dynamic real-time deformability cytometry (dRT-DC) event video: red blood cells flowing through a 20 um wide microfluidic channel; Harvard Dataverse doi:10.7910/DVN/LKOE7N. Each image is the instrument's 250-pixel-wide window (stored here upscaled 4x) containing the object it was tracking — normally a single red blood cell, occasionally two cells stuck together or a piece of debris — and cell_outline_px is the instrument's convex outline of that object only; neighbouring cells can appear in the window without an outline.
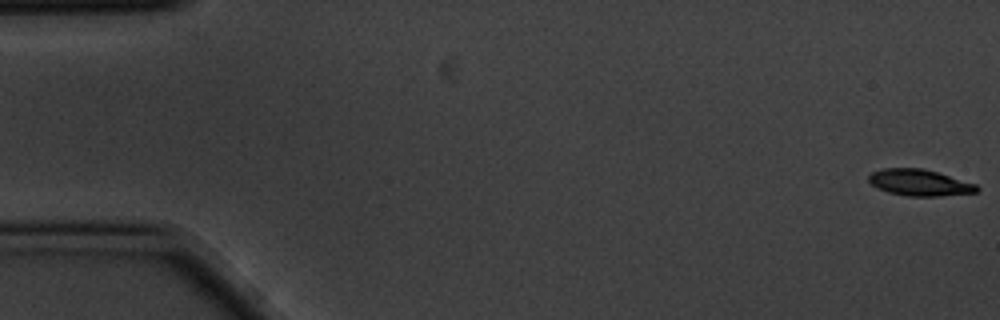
{"species": "common noctule bat (a hibernating species)", "species_latin": "Nyctalus noctula", "temperature_condition": "cold", "stored_images_in_passage": 15, "camera_frame_rate_fps": 3000, "um_per_image_px": 0.085, "animal": {"sex": "male", "body_mass_g": 20.1, "forearm_length_mm": 53.5}, "frame": {"image": 1, "passage_image": 1, "time_ms": 0.0, "image_size_px": [1000, 320], "cell_outline_px": [[980, 188], [976, 192], [940, 196], [908, 196], [888, 192], [876, 188], [868, 180], [868, 176], [872, 172], [880, 168], [924, 168], [976, 184]], "centroid_in_image_um": [78.13, 15.51], "position_along_channel_um": 6.9, "area_um2": 16.65}}
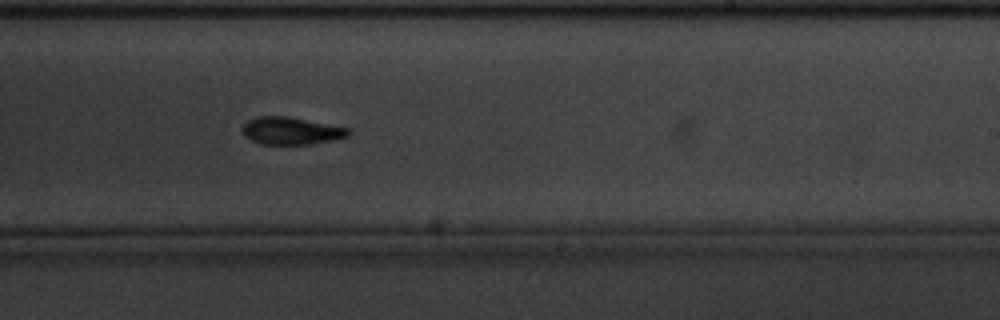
{"frame": {"image": 2, "passage_image": 10, "time_ms": 3.0, "image_size_px": [1000, 320], "cell_outline_px": [[352, 132], [348, 136], [332, 140], [308, 144], [260, 144], [244, 136], [244, 124], [248, 120], [256, 116], [288, 116], [348, 128]], "centroid_in_image_um": [24.74, 11.11], "position_along_channel_um": 264.3, "area_um2": 16.76}}
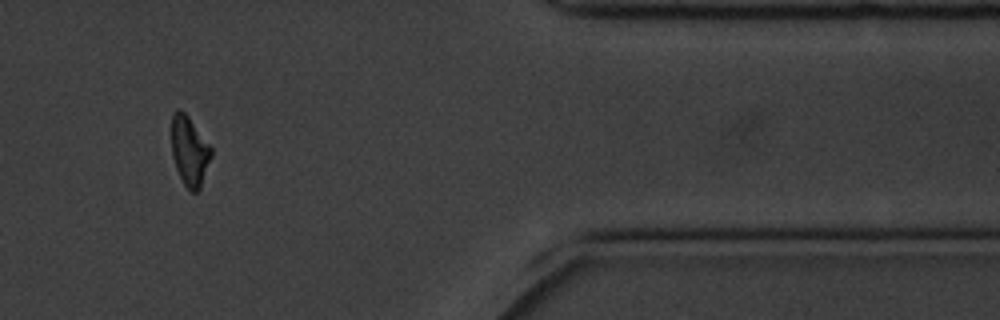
{"frame": {"image": 3, "passage_image": 13, "time_ms": 4.0, "image_size_px": [1000, 320], "cell_outline_px": [[212, 156], [200, 188], [196, 192], [192, 192], [184, 184], [176, 168], [172, 156], [172, 112], [180, 108], [188, 116], [212, 148]], "centroid_in_image_um": [16.11, 12.82], "position_along_channel_um": 395.3, "area_um2": 15.95}}